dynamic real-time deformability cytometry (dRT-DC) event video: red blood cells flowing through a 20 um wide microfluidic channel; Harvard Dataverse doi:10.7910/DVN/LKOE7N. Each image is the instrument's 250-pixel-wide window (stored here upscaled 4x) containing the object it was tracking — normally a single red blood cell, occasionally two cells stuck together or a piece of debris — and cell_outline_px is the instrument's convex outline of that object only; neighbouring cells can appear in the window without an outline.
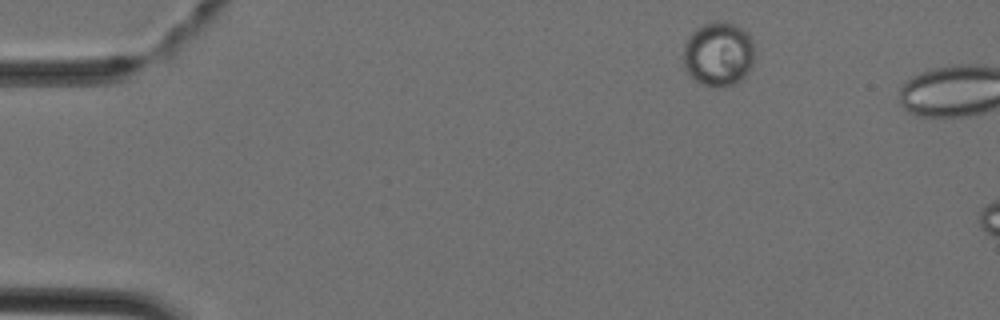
{"species": "Egyptian fruit bat (a non-hibernating species)", "species_latin": "Rousettus aegyptiacus", "temperature_condition": "cold", "stored_images_in_passage": 2, "camera_frame_rate_fps": 3000, "um_per_image_px": 0.085, "animal": {"sex": "female"}, "frame": {"image": 1, "passage_image": 1, "time_ms": 0.0, "image_size_px": [1000, 320], "cell_outline_px": [[752, 68], [740, 80], [732, 84], [712, 88], [700, 84], [684, 68], [684, 44], [688, 36], [696, 28], [704, 24], [736, 24], [748, 32], [752, 40]], "centroid_in_image_um": [61.05, 4.62], "position_along_channel_um": 23.9, "area_um2": 26.3}}